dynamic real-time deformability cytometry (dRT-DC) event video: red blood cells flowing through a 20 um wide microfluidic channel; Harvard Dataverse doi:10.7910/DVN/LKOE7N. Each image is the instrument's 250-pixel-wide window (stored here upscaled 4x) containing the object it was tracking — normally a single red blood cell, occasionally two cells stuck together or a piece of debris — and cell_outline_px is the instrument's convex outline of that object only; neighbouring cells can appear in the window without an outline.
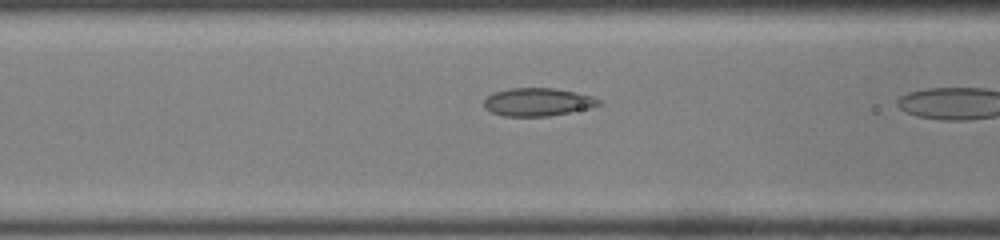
{"species": "common noctule bat (a hibernating species)", "species_latin": "Nyctalus noctula", "temperature_condition": "room temperature", "stored_images_in_passage": 9, "camera_frame_rate_fps": 3000, "um_per_image_px": 0.085, "animal": {"sex": "male", "body_mass_g": 19.0, "forearm_length_mm": 50.8}, "frame": {"image": 1, "passage_image": 7, "time_ms": 2.0, "image_size_px": [1000, 240], "cell_outline_px": [[600, 104], [592, 108], [548, 116], [504, 116], [492, 112], [484, 108], [484, 100], [488, 96], [496, 92], [508, 88], [556, 88], [576, 92], [592, 96], [600, 100]], "centroid_in_image_um": [45.72, 8.67], "position_along_channel_um": 120.9, "area_um2": 18.73}}